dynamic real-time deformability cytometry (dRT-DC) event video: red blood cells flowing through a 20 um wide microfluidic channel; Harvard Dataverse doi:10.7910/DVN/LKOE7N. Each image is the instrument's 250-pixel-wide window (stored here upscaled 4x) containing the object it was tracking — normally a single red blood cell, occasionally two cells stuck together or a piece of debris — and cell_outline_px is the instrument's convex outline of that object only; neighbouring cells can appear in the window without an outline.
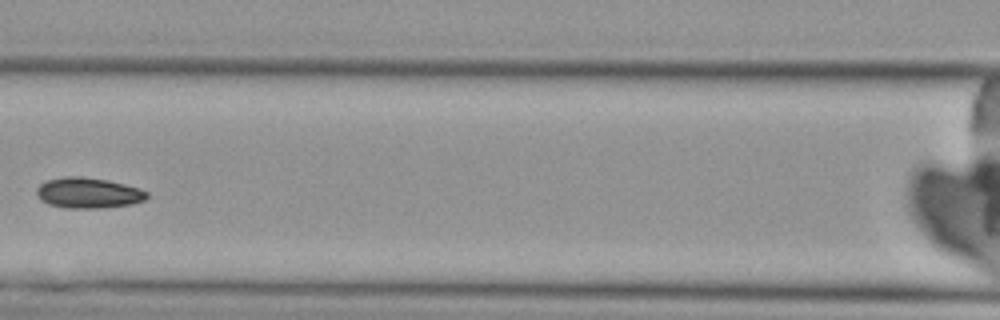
{"species": "Egyptian fruit bat (a non-hibernating species)", "species_latin": "Rousettus aegyptiacus", "temperature_condition": "cold", "stored_images_in_passage": 4, "camera_frame_rate_fps": 3000, "um_per_image_px": 0.085, "animal": {"sex": "female"}, "frame": {"image": 1, "passage_image": 4, "time_ms": 3.667, "image_size_px": [1000, 320], "cell_outline_px": [[148, 196], [144, 200], [132, 204], [100, 208], [64, 208], [48, 204], [40, 200], [36, 196], [36, 188], [40, 184], [48, 180], [64, 176], [76, 176], [108, 180], [140, 188], [148, 192]], "centroid_in_image_um": [7.48, 16.4], "position_along_channel_um": 159.1, "area_um2": 19.77}}